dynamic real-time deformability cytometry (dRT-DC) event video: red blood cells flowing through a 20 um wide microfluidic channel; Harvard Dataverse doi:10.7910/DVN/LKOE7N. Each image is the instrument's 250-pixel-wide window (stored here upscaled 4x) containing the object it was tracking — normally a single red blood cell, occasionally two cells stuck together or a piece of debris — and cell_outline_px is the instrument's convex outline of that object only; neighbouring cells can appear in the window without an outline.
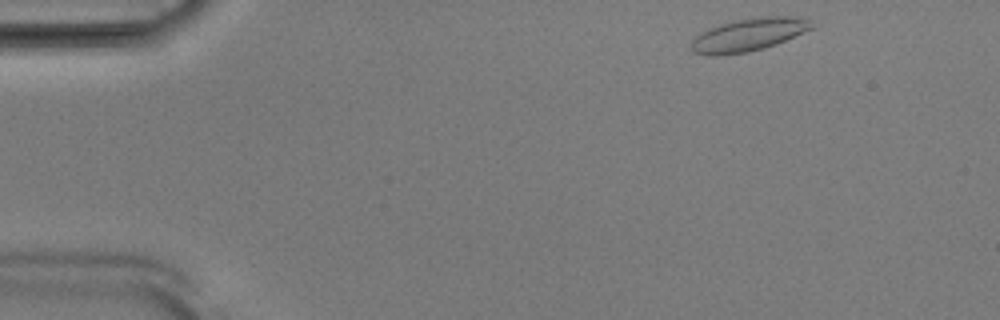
{"species": "Egyptian fruit bat (a non-hibernating species)", "species_latin": "Rousettus aegyptiacus", "temperature_condition": "room temperature", "stored_images_in_passage": 48, "camera_frame_rate_fps": 3000, "um_per_image_px": 0.085, "animal": {"sex": "male"}, "frame": {"image": 1, "passage_image": 2, "time_ms": 0.333, "image_size_px": [1000, 320], "cell_outline_px": [[812, 28], [784, 40], [748, 52], [716, 56], [708, 56], [692, 52], [692, 40], [700, 32], [708, 28], [732, 20], [764, 16], [792, 16], [808, 20]], "centroid_in_image_um": [63.52, 2.95], "position_along_channel_um": 21.5, "area_um2": 22.66}}
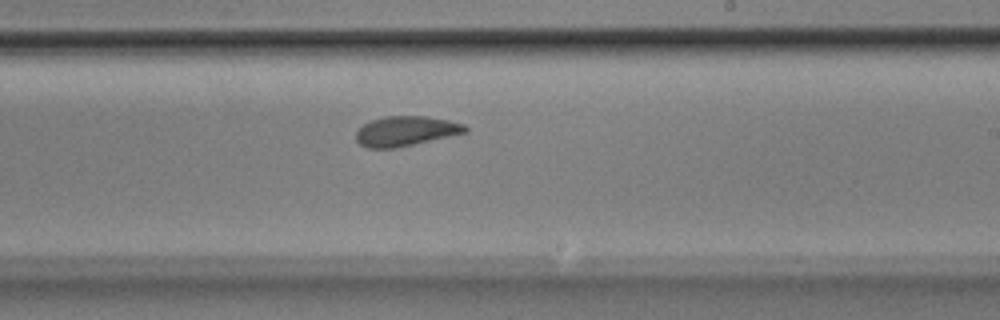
{"frame": {"image": 2, "passage_image": 27, "time_ms": 8.667, "image_size_px": [1000, 320], "cell_outline_px": [[468, 132], [396, 148], [368, 148], [360, 144], [356, 140], [356, 132], [364, 124], [372, 120], [384, 116], [424, 116], [448, 120], [464, 124], [468, 128]], "centroid_in_image_um": [34.5, 11.14], "position_along_channel_um": 254.5, "area_um2": 18.9}}
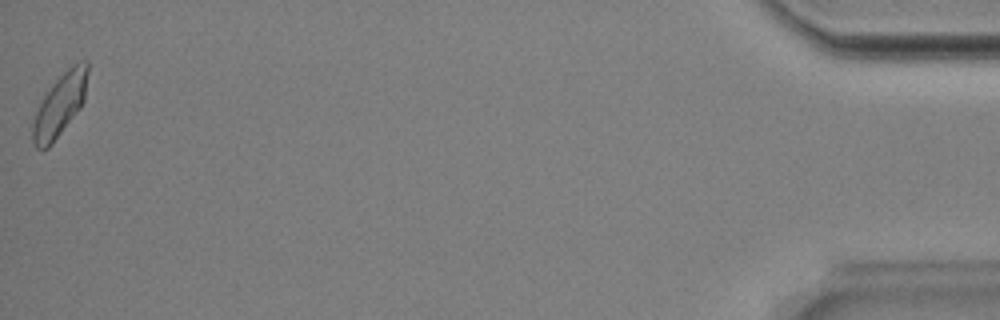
{"frame": {"image": 3, "passage_image": 48, "time_ms": 15.667, "image_size_px": [1000, 320], "cell_outline_px": [[88, 72], [84, 100], [80, 108], [52, 144], [48, 148], [36, 148], [32, 140], [32, 124], [36, 112], [44, 96], [52, 84], [72, 64], [84, 60], [88, 60]], "centroid_in_image_um": [5.1, 8.91], "position_along_channel_um": 430.1, "area_um2": 19.77}, "authors_computed_cell_mechanics": {"area_um2": 19.3052, "velocity_mm_per_s": 3.8545, "shape_relaxation_time_tau1_ms": null, "shape_relaxation_time_tau2_ms": 1.8594, "deformation_change_tau1": null, "deformation_change_tau2": 0.0539}}